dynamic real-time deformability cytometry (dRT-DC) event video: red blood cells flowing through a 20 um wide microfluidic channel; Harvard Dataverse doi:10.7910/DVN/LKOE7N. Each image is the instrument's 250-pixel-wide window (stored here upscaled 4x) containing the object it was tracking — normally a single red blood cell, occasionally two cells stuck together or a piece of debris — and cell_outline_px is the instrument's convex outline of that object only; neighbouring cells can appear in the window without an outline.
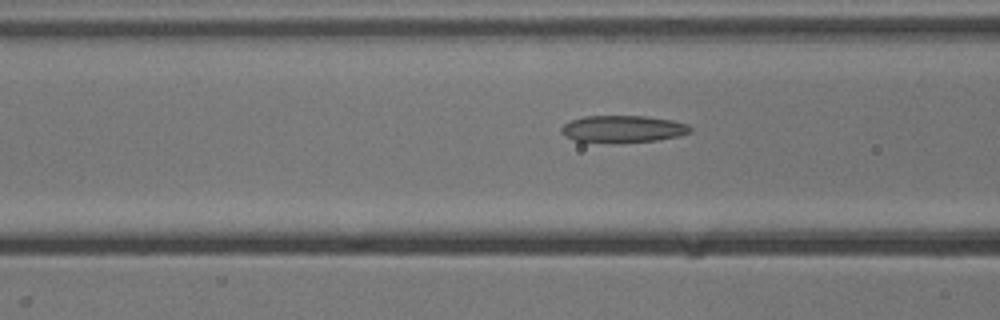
{"species": "common noctule bat (a hibernating species)", "species_latin": "Nyctalus noctula", "temperature_condition": "cold", "stored_images_in_passage": 7, "camera_frame_rate_fps": 3000, "um_per_image_px": 0.085, "animal": {"sex": "male", "body_mass_g": 13.3}, "frame": {"image": 1, "passage_image": 4, "time_ms": 1.0, "image_size_px": [1000, 320], "cell_outline_px": [[692, 132], [680, 136], [656, 140], [616, 144], [576, 140], [564, 136], [560, 132], [560, 128], [564, 124], [572, 120], [584, 116], [644, 116], [672, 120], [688, 124], [692, 128]], "centroid_in_image_um": [52.96, 10.98], "position_along_channel_um": 113.6, "area_um2": 20.63}}